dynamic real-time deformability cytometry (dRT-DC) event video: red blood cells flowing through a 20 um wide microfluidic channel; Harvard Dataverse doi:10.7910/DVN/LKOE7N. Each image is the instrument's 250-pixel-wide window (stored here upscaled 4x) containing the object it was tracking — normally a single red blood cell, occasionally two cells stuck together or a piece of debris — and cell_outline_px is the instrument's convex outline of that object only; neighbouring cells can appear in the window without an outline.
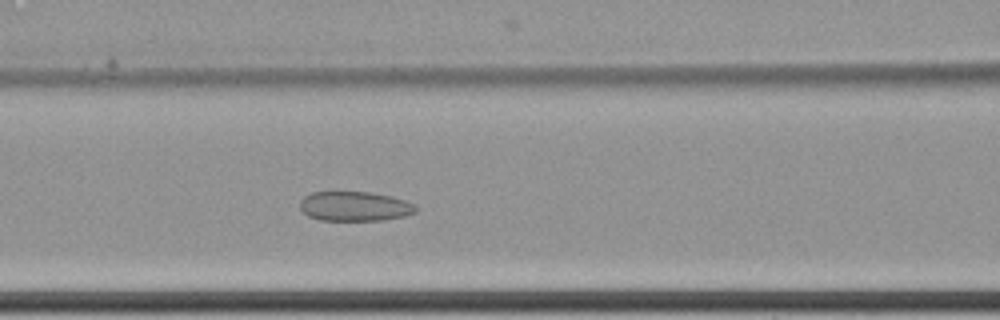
{"species": "common noctule bat (a hibernating species)", "species_latin": "Nyctalus noctula", "temperature_condition": "cold", "stored_images_in_passage": 7, "camera_frame_rate_fps": 3000, "um_per_image_px": 0.085, "animal": {"sex": "female", "body_mass_g": 22.7, "forearm_length_mm": 54.2}, "frame": {"image": 1, "passage_image": 7, "time_ms": 2.0, "image_size_px": [1000, 320], "cell_outline_px": [[420, 208], [416, 212], [404, 216], [384, 220], [320, 220], [308, 216], [300, 208], [300, 200], [304, 196], [312, 192], [332, 188], [372, 192], [392, 196], [416, 204]], "centroid_in_image_um": [30.13, 17.48], "position_along_channel_um": 136.5, "area_um2": 21.04}}